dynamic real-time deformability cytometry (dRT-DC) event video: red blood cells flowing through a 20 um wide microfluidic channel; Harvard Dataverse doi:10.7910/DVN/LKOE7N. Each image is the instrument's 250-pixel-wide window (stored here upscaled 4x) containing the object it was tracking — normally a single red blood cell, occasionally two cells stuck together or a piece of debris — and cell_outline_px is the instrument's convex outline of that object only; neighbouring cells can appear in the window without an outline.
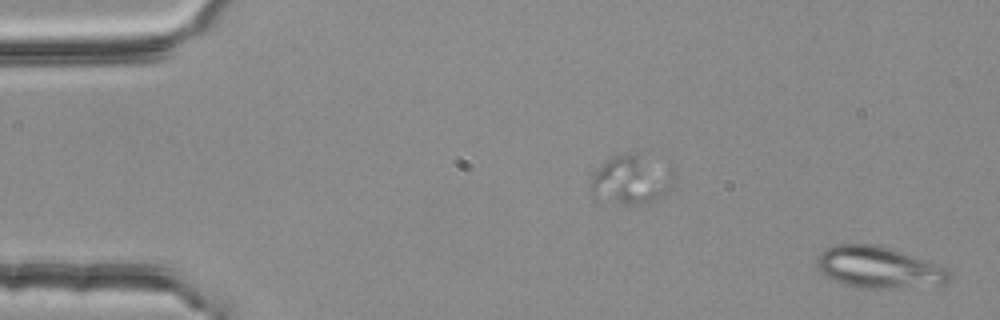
{"species": "common noctule bat (a hibernating species)", "species_latin": "Nyctalus noctula", "temperature_condition": "room temperature", "stored_images_in_passage": 2, "camera_frame_rate_fps": 3000, "um_per_image_px": 0.085, "animal": {"sex": "female", "body_mass_g": 25.1}, "frame": {"image": 1, "passage_image": 2, "time_ms": 0.333, "image_size_px": [1000, 320], "cell_outline_px": [[952, 276], [944, 284], [868, 288], [864, 288], [844, 284], [828, 276], [816, 264], [816, 256], [824, 248], [836, 244], [872, 244], [900, 252], [948, 268], [952, 272]], "centroid_in_image_um": [74.66, 22.71], "position_along_channel_um": 10.3, "area_um2": 31.15}}